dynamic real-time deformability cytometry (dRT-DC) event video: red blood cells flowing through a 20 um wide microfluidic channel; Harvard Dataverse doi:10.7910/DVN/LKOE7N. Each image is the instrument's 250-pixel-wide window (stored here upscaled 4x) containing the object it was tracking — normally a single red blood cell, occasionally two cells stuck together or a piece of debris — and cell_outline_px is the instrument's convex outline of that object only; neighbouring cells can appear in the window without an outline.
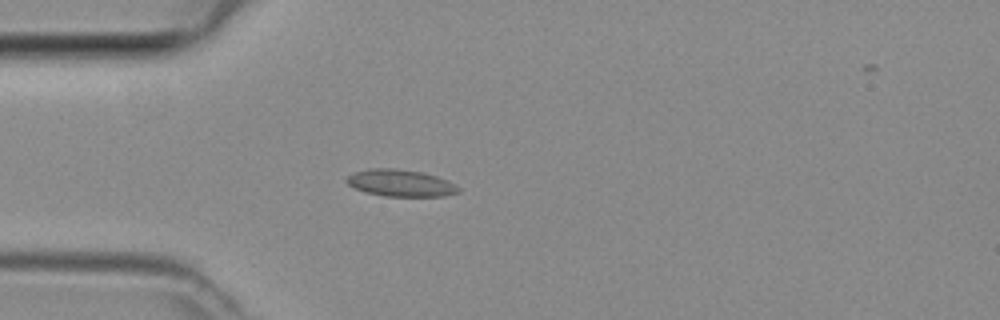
{"species": "common noctule bat (a hibernating species)", "species_latin": "Nyctalus noctula", "temperature_condition": "room temperature", "stored_images_in_passage": 3, "camera_frame_rate_fps": 3000, "um_per_image_px": 0.085, "animal": {"sex": "female", "body_mass_g": 29.2, "forearm_length_mm": 56.3}, "frame": {"image": 1, "passage_image": 3, "time_ms": 0.667, "image_size_px": [1000, 320], "cell_outline_px": [[460, 192], [444, 196], [384, 196], [364, 192], [348, 184], [344, 180], [348, 176], [356, 172], [368, 168], [396, 168], [424, 172], [448, 180], [460, 188]], "centroid_in_image_um": [34.06, 15.55], "position_along_channel_um": 50.9, "area_um2": 17.63}}